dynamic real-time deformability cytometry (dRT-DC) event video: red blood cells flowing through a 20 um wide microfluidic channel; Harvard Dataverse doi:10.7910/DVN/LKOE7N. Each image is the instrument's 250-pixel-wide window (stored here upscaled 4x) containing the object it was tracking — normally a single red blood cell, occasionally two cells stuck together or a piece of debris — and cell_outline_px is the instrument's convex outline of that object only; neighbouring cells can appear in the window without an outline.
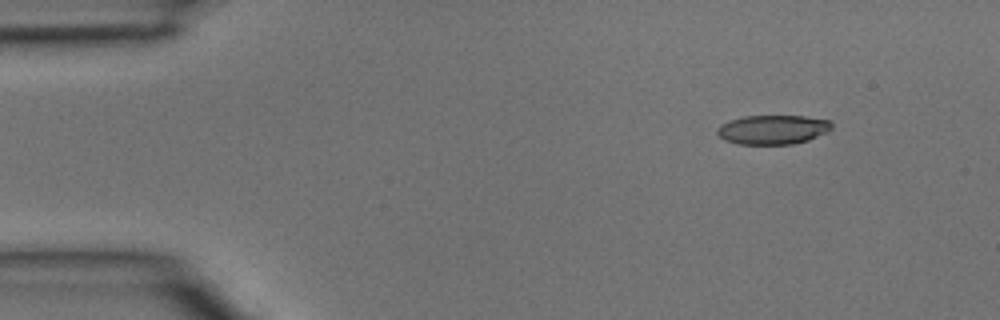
{"species": "common noctule bat (a hibernating species)", "species_latin": "Nyctalus noctula", "temperature_condition": "room temperature", "stored_images_in_passage": 3, "camera_frame_rate_fps": 3000, "um_per_image_px": 0.085, "animal": {"sex": "male", "body_mass_g": 15.6}, "frame": {"image": 1, "passage_image": 1, "time_ms": 0.0, "image_size_px": [1000, 320], "cell_outline_px": [[832, 128], [828, 132], [808, 140], [792, 144], [740, 144], [724, 140], [716, 132], [716, 128], [720, 124], [744, 116], [804, 116], [828, 120], [832, 124]], "centroid_in_image_um": [65.68, 11.02], "position_along_channel_um": 19.3, "area_um2": 19.48}}
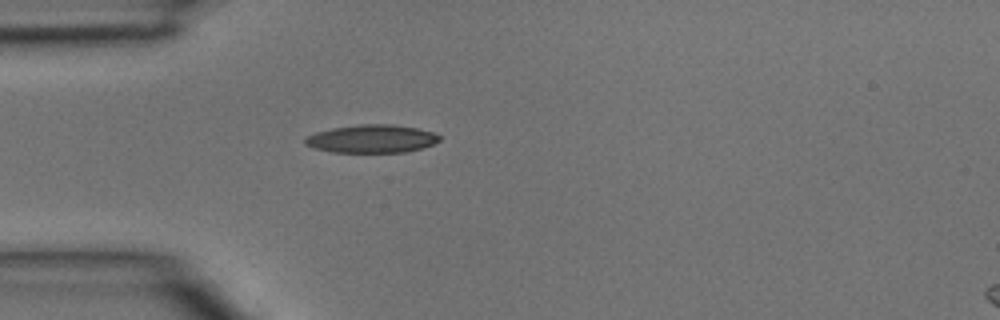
{"frame": {"image": 2, "passage_image": 3, "time_ms": 0.667, "image_size_px": [1000, 320], "cell_outline_px": [[440, 140], [432, 144], [420, 148], [404, 152], [332, 152], [316, 148], [304, 144], [304, 140], [308, 136], [316, 132], [332, 128], [360, 124], [392, 124], [416, 128], [436, 132], [440, 136]], "centroid_in_image_um": [31.61, 11.79], "position_along_channel_um": 53.4, "area_um2": 21.85}}